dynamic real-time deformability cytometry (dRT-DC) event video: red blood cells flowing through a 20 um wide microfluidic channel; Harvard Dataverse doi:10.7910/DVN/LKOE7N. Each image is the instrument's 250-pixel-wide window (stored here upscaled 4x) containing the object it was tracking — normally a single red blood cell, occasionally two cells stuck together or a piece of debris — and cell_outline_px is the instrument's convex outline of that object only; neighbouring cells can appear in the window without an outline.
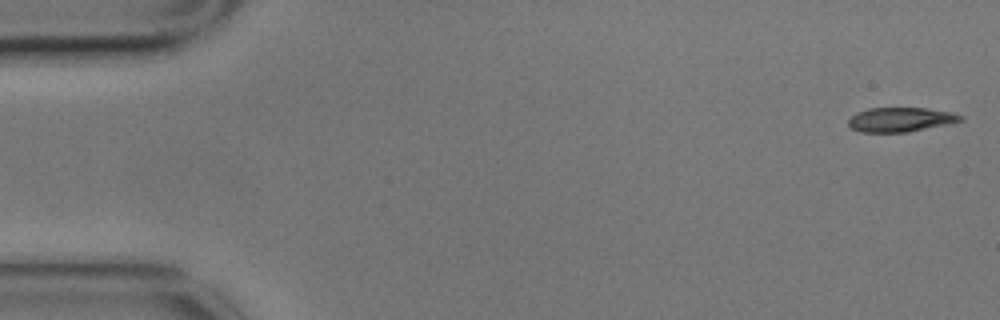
{"species": "common noctule bat (a hibernating species)", "species_latin": "Nyctalus noctula", "temperature_condition": "cold", "stored_images_in_passage": 15, "camera_frame_rate_fps": 3000, "um_per_image_px": 0.085, "animal": {"sex": "male", "body_mass_g": 17.9}, "frame": {"image": 1, "passage_image": 1, "time_ms": 0.0, "image_size_px": [1000, 320], "cell_outline_px": [[964, 120], [948, 124], [908, 132], [860, 132], [852, 128], [848, 124], [848, 120], [856, 112], [868, 108], [928, 108], [952, 112], [964, 116]], "centroid_in_image_um": [76.57, 10.16], "position_along_channel_um": 8.4, "area_um2": 16.01}}
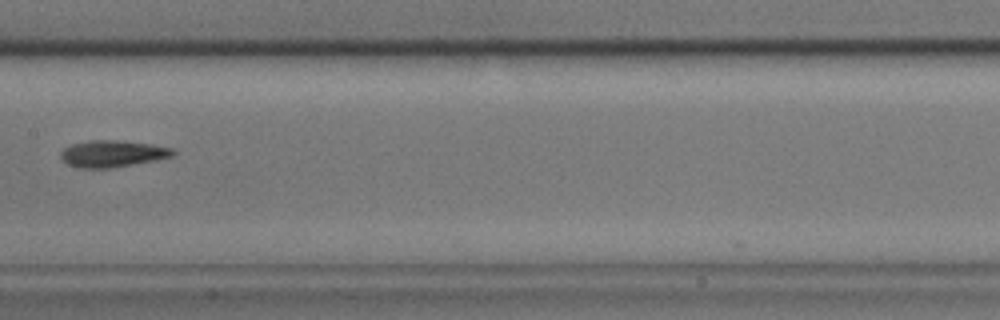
{"frame": {"image": 2, "passage_image": 8, "time_ms": 2.333, "image_size_px": [1000, 320], "cell_outline_px": [[176, 152], [172, 156], [156, 160], [108, 168], [80, 168], [68, 164], [60, 156], [60, 152], [64, 148], [72, 144], [88, 140], [116, 140], [152, 144], [172, 148]], "centroid_in_image_um": [9.55, 13.05], "position_along_channel_um": 197.8, "area_um2": 17.34}}
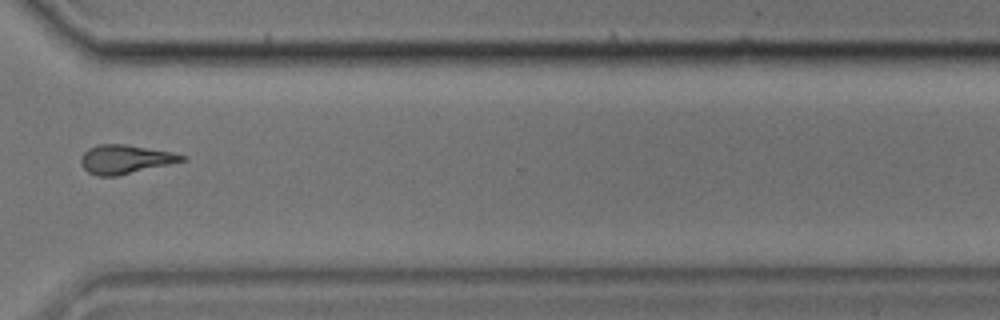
{"frame": {"image": 3, "passage_image": 12, "time_ms": 3.667, "image_size_px": [1000, 320], "cell_outline_px": [[188, 160], [116, 176], [96, 176], [88, 172], [80, 164], [80, 156], [88, 148], [96, 144], [124, 144], [172, 152], [188, 156]], "centroid_in_image_um": [10.63, 13.53], "position_along_channel_um": 360.0, "area_um2": 17.11}}